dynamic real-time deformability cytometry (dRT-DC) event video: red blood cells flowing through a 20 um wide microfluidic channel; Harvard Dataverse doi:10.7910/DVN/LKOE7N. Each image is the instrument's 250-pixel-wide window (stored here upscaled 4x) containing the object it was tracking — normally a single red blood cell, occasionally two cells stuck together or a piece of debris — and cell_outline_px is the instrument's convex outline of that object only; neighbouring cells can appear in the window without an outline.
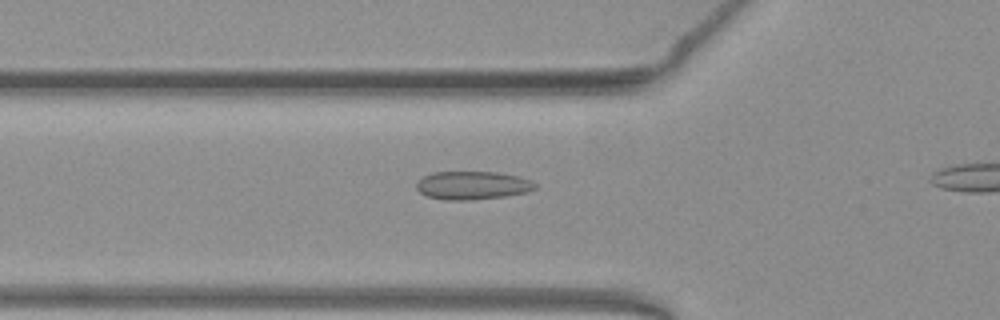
{"species": "common noctule bat (a hibernating species)", "species_latin": "Nyctalus noctula", "temperature_condition": "warm", "stored_images_in_passage": 31, "camera_frame_rate_fps": 3000, "um_per_image_px": 0.085, "animal": {"sex": "female", "body_mass_g": 19.3, "forearm_length_mm": 54.1}, "frame": {"image": 1, "passage_image": 7, "time_ms": 2.0, "image_size_px": [1000, 320], "cell_outline_px": [[536, 188], [528, 192], [504, 196], [468, 200], [444, 200], [428, 196], [420, 192], [416, 188], [416, 184], [424, 176], [432, 172], [496, 172], [520, 176], [532, 180], [536, 184]], "centroid_in_image_um": [40.19, 15.75], "position_along_channel_um": 85.6, "area_um2": 19.54}}
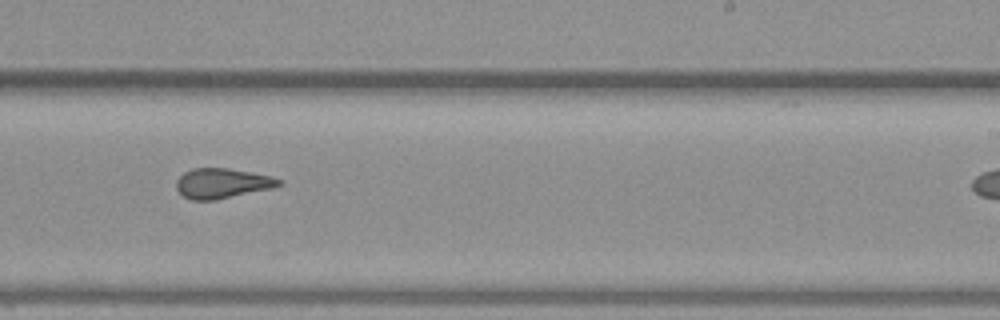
{"frame": {"image": 2, "passage_image": 21, "time_ms": 6.667, "image_size_px": [1000, 320], "cell_outline_px": [[284, 184], [272, 188], [216, 200], [192, 200], [184, 196], [176, 188], [176, 180], [184, 172], [192, 168], [228, 168], [272, 176], [284, 180]], "centroid_in_image_um": [18.91, 15.58], "position_along_channel_um": 270.1, "area_um2": 18.03}}
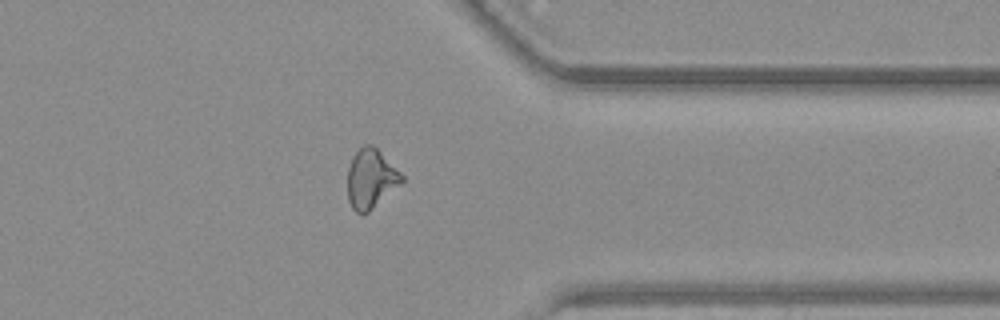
{"frame": {"image": 3, "passage_image": 30, "time_ms": 9.667, "image_size_px": [1000, 320], "cell_outline_px": [[404, 180], [400, 184], [368, 212], [356, 212], [352, 208], [348, 200], [348, 168], [352, 156], [364, 144], [372, 144], [404, 176]], "centroid_in_image_um": [31.5, 15.17], "position_along_channel_um": 379.9, "area_um2": 18.38}}